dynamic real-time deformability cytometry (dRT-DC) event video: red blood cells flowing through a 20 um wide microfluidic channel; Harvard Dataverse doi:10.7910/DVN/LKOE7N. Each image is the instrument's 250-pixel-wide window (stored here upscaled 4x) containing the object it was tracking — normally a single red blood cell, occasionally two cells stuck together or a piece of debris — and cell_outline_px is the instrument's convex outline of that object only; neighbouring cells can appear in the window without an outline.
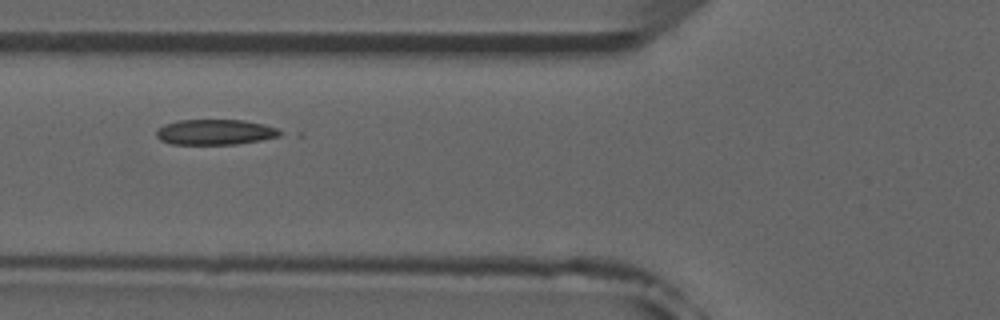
{"species": "common noctule bat (a hibernating species)", "species_latin": "Nyctalus noctula", "temperature_condition": "room temperature", "stored_images_in_passage": 6, "camera_frame_rate_fps": 3000, "um_per_image_px": 0.085, "animal": {"sex": "male", "forearm_length_mm": 52.5}, "frame": {"image": 1, "passage_image": 4, "time_ms": 3.333, "image_size_px": [1000, 320], "cell_outline_px": [[284, 132], [280, 136], [260, 140], [236, 144], [172, 144], [160, 140], [156, 136], [156, 132], [164, 124], [180, 120], [244, 120], [264, 124], [276, 128]], "centroid_in_image_um": [18.3, 11.22], "position_along_channel_um": 107.5, "area_um2": 18.26}}
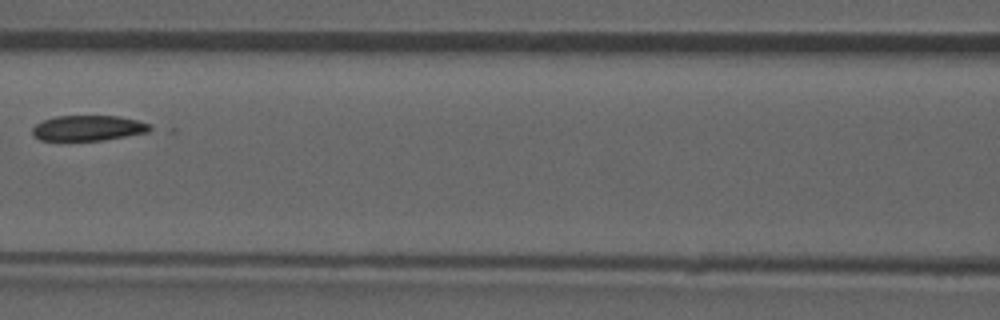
{"frame": {"image": 2, "passage_image": 5, "time_ms": 4.667, "image_size_px": [1000, 320], "cell_outline_px": [[156, 128], [148, 132], [104, 140], [40, 140], [32, 132], [32, 128], [36, 124], [44, 120], [56, 116], [120, 116], [152, 124]], "centroid_in_image_um": [7.57, 10.88], "position_along_channel_um": 159.0, "area_um2": 17.4}}